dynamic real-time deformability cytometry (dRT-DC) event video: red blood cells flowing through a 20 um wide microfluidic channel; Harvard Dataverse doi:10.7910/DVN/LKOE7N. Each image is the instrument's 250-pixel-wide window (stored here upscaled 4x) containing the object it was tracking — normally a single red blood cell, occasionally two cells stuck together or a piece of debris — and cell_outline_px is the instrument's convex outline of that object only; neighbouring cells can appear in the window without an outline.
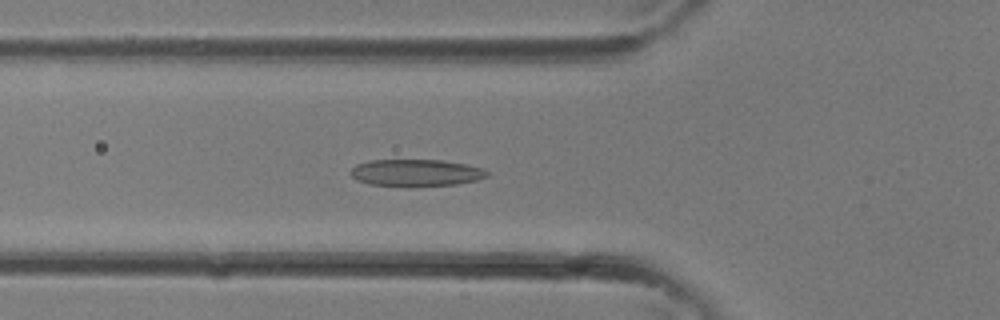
{"species": "common noctule bat (a hibernating species)", "species_latin": "Nyctalus noctula", "temperature_condition": "room temperature", "stored_images_in_passage": 35, "camera_frame_rate_fps": 3000, "um_per_image_px": 0.085, "animal": {"sex": "female"}, "frame": {"image": 1, "passage_image": 12, "time_ms": 3.667, "image_size_px": [1000, 320], "cell_outline_px": [[488, 176], [476, 180], [456, 184], [368, 184], [356, 180], [348, 172], [356, 164], [368, 160], [444, 160], [484, 168], [488, 172]], "centroid_in_image_um": [35.34, 14.64], "position_along_channel_um": 90.5, "area_um2": 20.75}}
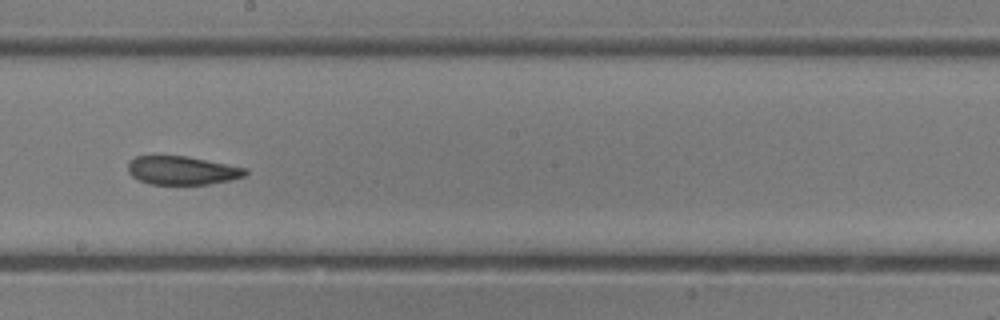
{"frame": {"image": 2, "passage_image": 19, "time_ms": 6.0, "image_size_px": [1000, 320], "cell_outline_px": [[248, 172], [244, 176], [228, 180], [208, 184], [148, 184], [132, 176], [128, 172], [128, 160], [136, 156], [188, 156], [248, 168]], "centroid_in_image_um": [15.47, 14.48], "position_along_channel_um": 232.7, "area_um2": 19.54}}
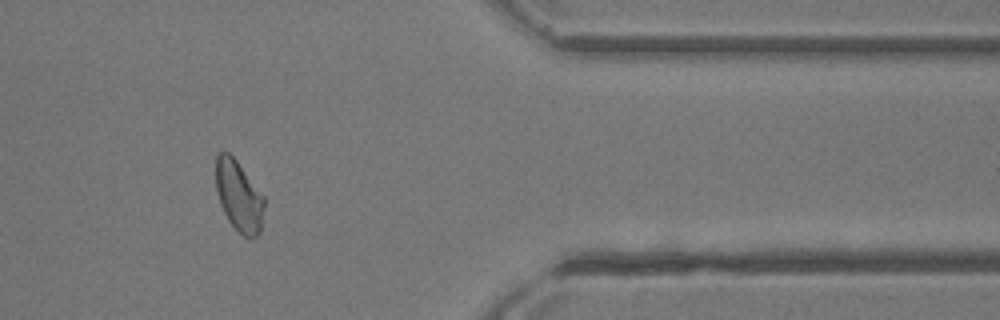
{"frame": {"image": 3, "passage_image": 28, "time_ms": 9.0, "image_size_px": [1000, 320], "cell_outline_px": [[264, 208], [260, 232], [252, 240], [248, 240], [228, 220], [220, 204], [216, 192], [216, 156], [220, 152], [228, 152], [236, 160], [264, 196]], "centroid_in_image_um": [20.3, 16.69], "position_along_channel_um": 391.1, "area_um2": 19.88}}